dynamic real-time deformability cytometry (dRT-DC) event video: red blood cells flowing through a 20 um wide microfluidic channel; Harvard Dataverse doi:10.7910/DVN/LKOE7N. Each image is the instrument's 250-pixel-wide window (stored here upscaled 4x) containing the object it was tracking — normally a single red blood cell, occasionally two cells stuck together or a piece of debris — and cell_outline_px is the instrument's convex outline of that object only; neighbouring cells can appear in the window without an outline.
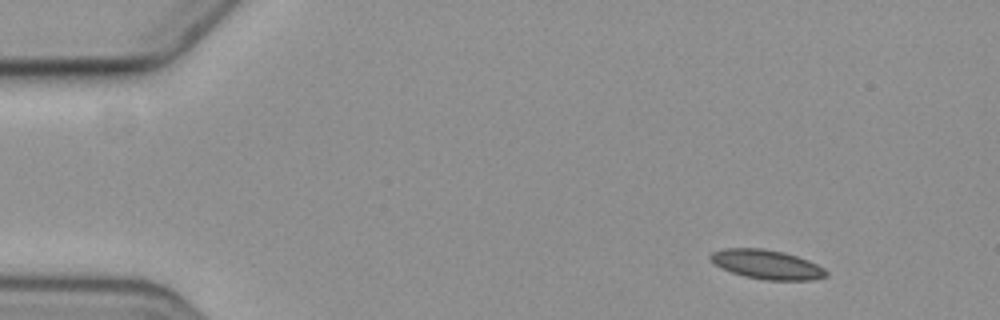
{"species": "common noctule bat (a hibernating species)", "species_latin": "Nyctalus noctula", "temperature_condition": "cold", "stored_images_in_passage": 4, "camera_frame_rate_fps": 3000, "um_per_image_px": 0.085, "animal": {"sex": "female", "body_mass_g": 19.3, "forearm_length_mm": 54.1}, "frame": {"image": 1, "passage_image": 1, "time_ms": 0.0, "image_size_px": [1000, 320], "cell_outline_px": [[828, 276], [812, 280], [764, 280], [744, 276], [732, 272], [708, 260], [708, 256], [712, 252], [724, 248], [764, 248], [784, 252], [808, 260], [824, 268], [828, 272]], "centroid_in_image_um": [65.18, 22.47], "position_along_channel_um": 19.8, "area_um2": 19.77}}
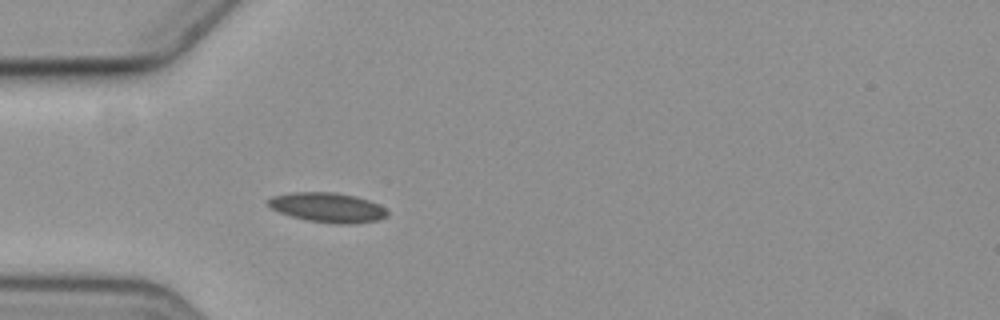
{"frame": {"image": 2, "passage_image": 4, "time_ms": 3.667, "image_size_px": [1000, 320], "cell_outline_px": [[388, 216], [380, 220], [352, 224], [336, 224], [308, 220], [292, 216], [280, 212], [264, 204], [272, 196], [292, 192], [336, 192], [356, 196], [380, 204], [388, 212]], "centroid_in_image_um": [27.87, 17.63], "position_along_channel_um": 57.1, "area_um2": 20.75}}